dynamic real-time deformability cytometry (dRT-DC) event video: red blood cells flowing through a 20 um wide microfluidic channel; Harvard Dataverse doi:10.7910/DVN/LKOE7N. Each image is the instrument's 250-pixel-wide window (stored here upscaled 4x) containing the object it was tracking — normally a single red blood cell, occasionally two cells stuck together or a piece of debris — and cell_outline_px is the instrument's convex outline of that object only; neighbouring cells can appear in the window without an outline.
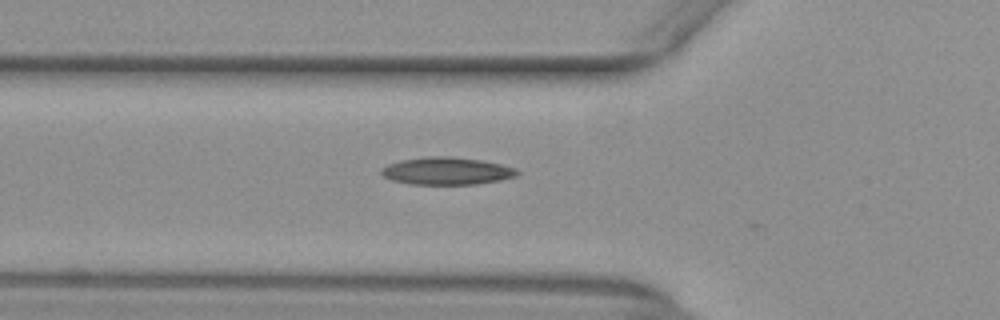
{"species": "common noctule bat (a hibernating species)", "species_latin": "Nyctalus noctula", "temperature_condition": "warm", "stored_images_in_passage": 4, "camera_frame_rate_fps": 3000, "um_per_image_px": 0.085, "animal": {"sex": "female", "body_mass_g": 29.2, "forearm_length_mm": 56.3}, "frame": {"image": 1, "passage_image": 3, "time_ms": 0.667, "image_size_px": [1000, 320], "cell_outline_px": [[520, 172], [516, 176], [500, 180], [476, 184], [408, 184], [392, 180], [384, 176], [380, 172], [380, 168], [388, 164], [400, 160], [428, 156], [452, 156], [480, 160], [500, 164], [516, 168]], "centroid_in_image_um": [37.95, 14.53], "position_along_channel_um": 87.8, "area_um2": 21.79}}